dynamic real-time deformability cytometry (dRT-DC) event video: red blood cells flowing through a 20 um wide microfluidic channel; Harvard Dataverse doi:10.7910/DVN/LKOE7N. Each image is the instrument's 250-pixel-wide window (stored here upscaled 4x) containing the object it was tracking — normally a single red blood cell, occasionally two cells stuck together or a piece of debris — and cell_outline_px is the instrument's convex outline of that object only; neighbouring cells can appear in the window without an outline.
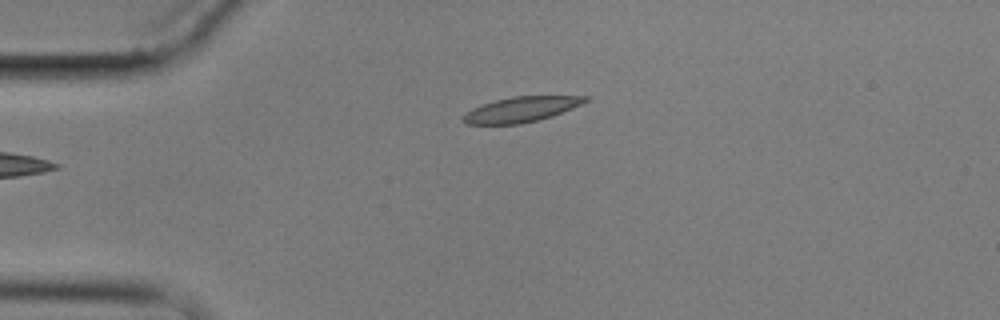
{"species": "common noctule bat (a hibernating species)", "species_latin": "Nyctalus noctula", "temperature_condition": "cold", "stored_images_in_passage": 1, "camera_frame_rate_fps": 3000, "um_per_image_px": 0.085, "animal": {"sex": "male", "body_mass_g": 17.9}, "frame": {"image": 1, "passage_image": 1, "time_ms": 0.0, "image_size_px": [1000, 320], "cell_outline_px": [[592, 96], [588, 100], [572, 108], [552, 116], [520, 124], [468, 124], [460, 120], [460, 116], [472, 108], [496, 100], [512, 96]], "centroid_in_image_um": [44.26, 9.3], "position_along_channel_um": 40.7, "area_um2": 17.86}}